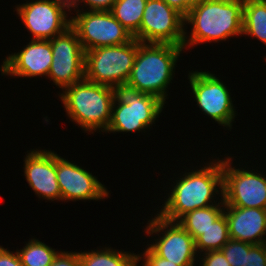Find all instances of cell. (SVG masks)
I'll list each match as a JSON object with an SVG mask.
<instances>
[{
  "instance_id": "52a82bcc",
  "label": "cell",
  "mask_w": 266,
  "mask_h": 266,
  "mask_svg": "<svg viewBox=\"0 0 266 266\" xmlns=\"http://www.w3.org/2000/svg\"><path fill=\"white\" fill-rule=\"evenodd\" d=\"M184 16L163 0H147L139 31L133 36L143 43H167L182 46Z\"/></svg>"
},
{
  "instance_id": "ffe728a7",
  "label": "cell",
  "mask_w": 266,
  "mask_h": 266,
  "mask_svg": "<svg viewBox=\"0 0 266 266\" xmlns=\"http://www.w3.org/2000/svg\"><path fill=\"white\" fill-rule=\"evenodd\" d=\"M80 266H138V254L116 251L111 248L79 253Z\"/></svg>"
},
{
  "instance_id": "44dd1931",
  "label": "cell",
  "mask_w": 266,
  "mask_h": 266,
  "mask_svg": "<svg viewBox=\"0 0 266 266\" xmlns=\"http://www.w3.org/2000/svg\"><path fill=\"white\" fill-rule=\"evenodd\" d=\"M147 0H116L112 15L134 36L141 25Z\"/></svg>"
},
{
  "instance_id": "277c9868",
  "label": "cell",
  "mask_w": 266,
  "mask_h": 266,
  "mask_svg": "<svg viewBox=\"0 0 266 266\" xmlns=\"http://www.w3.org/2000/svg\"><path fill=\"white\" fill-rule=\"evenodd\" d=\"M59 96L67 116L85 132L107 130L114 101L112 87L96 84L84 78L64 88Z\"/></svg>"
},
{
  "instance_id": "9a60e30c",
  "label": "cell",
  "mask_w": 266,
  "mask_h": 266,
  "mask_svg": "<svg viewBox=\"0 0 266 266\" xmlns=\"http://www.w3.org/2000/svg\"><path fill=\"white\" fill-rule=\"evenodd\" d=\"M24 161V176L35 194L47 200H61L56 178V153L51 150H32Z\"/></svg>"
},
{
  "instance_id": "ac0fdd59",
  "label": "cell",
  "mask_w": 266,
  "mask_h": 266,
  "mask_svg": "<svg viewBox=\"0 0 266 266\" xmlns=\"http://www.w3.org/2000/svg\"><path fill=\"white\" fill-rule=\"evenodd\" d=\"M221 202L187 212L178 220V223L196 240L223 214V208L225 207L224 199Z\"/></svg>"
},
{
  "instance_id": "f546056e",
  "label": "cell",
  "mask_w": 266,
  "mask_h": 266,
  "mask_svg": "<svg viewBox=\"0 0 266 266\" xmlns=\"http://www.w3.org/2000/svg\"><path fill=\"white\" fill-rule=\"evenodd\" d=\"M116 0H82L90 11H111Z\"/></svg>"
},
{
  "instance_id": "e0dca14e",
  "label": "cell",
  "mask_w": 266,
  "mask_h": 266,
  "mask_svg": "<svg viewBox=\"0 0 266 266\" xmlns=\"http://www.w3.org/2000/svg\"><path fill=\"white\" fill-rule=\"evenodd\" d=\"M229 237L250 244H264L266 209L225 206Z\"/></svg>"
},
{
  "instance_id": "d6a6232c",
  "label": "cell",
  "mask_w": 266,
  "mask_h": 266,
  "mask_svg": "<svg viewBox=\"0 0 266 266\" xmlns=\"http://www.w3.org/2000/svg\"><path fill=\"white\" fill-rule=\"evenodd\" d=\"M204 0H183L184 4L189 8L192 9L199 3H201Z\"/></svg>"
},
{
  "instance_id": "d6986e66",
  "label": "cell",
  "mask_w": 266,
  "mask_h": 266,
  "mask_svg": "<svg viewBox=\"0 0 266 266\" xmlns=\"http://www.w3.org/2000/svg\"><path fill=\"white\" fill-rule=\"evenodd\" d=\"M244 34L257 38L266 45V0H244Z\"/></svg>"
},
{
  "instance_id": "1f68e13d",
  "label": "cell",
  "mask_w": 266,
  "mask_h": 266,
  "mask_svg": "<svg viewBox=\"0 0 266 266\" xmlns=\"http://www.w3.org/2000/svg\"><path fill=\"white\" fill-rule=\"evenodd\" d=\"M62 6H64L68 11H70L71 7L77 8L78 2L81 3L82 0H57Z\"/></svg>"
},
{
  "instance_id": "f1b7e54d",
  "label": "cell",
  "mask_w": 266,
  "mask_h": 266,
  "mask_svg": "<svg viewBox=\"0 0 266 266\" xmlns=\"http://www.w3.org/2000/svg\"><path fill=\"white\" fill-rule=\"evenodd\" d=\"M0 266H23L19 255L16 251L10 252L9 250L0 246Z\"/></svg>"
},
{
  "instance_id": "7402d4cb",
  "label": "cell",
  "mask_w": 266,
  "mask_h": 266,
  "mask_svg": "<svg viewBox=\"0 0 266 266\" xmlns=\"http://www.w3.org/2000/svg\"><path fill=\"white\" fill-rule=\"evenodd\" d=\"M229 239L228 223L223 213L195 240V248L198 253L220 250Z\"/></svg>"
},
{
  "instance_id": "83f0119b",
  "label": "cell",
  "mask_w": 266,
  "mask_h": 266,
  "mask_svg": "<svg viewBox=\"0 0 266 266\" xmlns=\"http://www.w3.org/2000/svg\"><path fill=\"white\" fill-rule=\"evenodd\" d=\"M50 266H80L79 252H59Z\"/></svg>"
},
{
  "instance_id": "8992f818",
  "label": "cell",
  "mask_w": 266,
  "mask_h": 266,
  "mask_svg": "<svg viewBox=\"0 0 266 266\" xmlns=\"http://www.w3.org/2000/svg\"><path fill=\"white\" fill-rule=\"evenodd\" d=\"M138 50V40L85 51L84 78L113 87L127 83Z\"/></svg>"
},
{
  "instance_id": "30bf717a",
  "label": "cell",
  "mask_w": 266,
  "mask_h": 266,
  "mask_svg": "<svg viewBox=\"0 0 266 266\" xmlns=\"http://www.w3.org/2000/svg\"><path fill=\"white\" fill-rule=\"evenodd\" d=\"M232 158L222 159L225 206L266 209V177L231 166Z\"/></svg>"
},
{
  "instance_id": "9c48e42d",
  "label": "cell",
  "mask_w": 266,
  "mask_h": 266,
  "mask_svg": "<svg viewBox=\"0 0 266 266\" xmlns=\"http://www.w3.org/2000/svg\"><path fill=\"white\" fill-rule=\"evenodd\" d=\"M50 43L52 63L47 77L62 90L84 79L85 51L76 30L70 26Z\"/></svg>"
},
{
  "instance_id": "603a6c76",
  "label": "cell",
  "mask_w": 266,
  "mask_h": 266,
  "mask_svg": "<svg viewBox=\"0 0 266 266\" xmlns=\"http://www.w3.org/2000/svg\"><path fill=\"white\" fill-rule=\"evenodd\" d=\"M17 253L23 266H50L59 252L38 239H31Z\"/></svg>"
},
{
  "instance_id": "d4e9b609",
  "label": "cell",
  "mask_w": 266,
  "mask_h": 266,
  "mask_svg": "<svg viewBox=\"0 0 266 266\" xmlns=\"http://www.w3.org/2000/svg\"><path fill=\"white\" fill-rule=\"evenodd\" d=\"M245 266H266V243H249V252L246 253Z\"/></svg>"
},
{
  "instance_id": "484cf974",
  "label": "cell",
  "mask_w": 266,
  "mask_h": 266,
  "mask_svg": "<svg viewBox=\"0 0 266 266\" xmlns=\"http://www.w3.org/2000/svg\"><path fill=\"white\" fill-rule=\"evenodd\" d=\"M144 257V259H143ZM138 259L144 261L143 266H179L175 263H172L164 258L159 257L148 245V248L143 253L142 256L138 255Z\"/></svg>"
},
{
  "instance_id": "5bb4252c",
  "label": "cell",
  "mask_w": 266,
  "mask_h": 266,
  "mask_svg": "<svg viewBox=\"0 0 266 266\" xmlns=\"http://www.w3.org/2000/svg\"><path fill=\"white\" fill-rule=\"evenodd\" d=\"M57 181L61 200H99L108 197L104 185L89 171L56 154Z\"/></svg>"
},
{
  "instance_id": "7a4b0ae2",
  "label": "cell",
  "mask_w": 266,
  "mask_h": 266,
  "mask_svg": "<svg viewBox=\"0 0 266 266\" xmlns=\"http://www.w3.org/2000/svg\"><path fill=\"white\" fill-rule=\"evenodd\" d=\"M213 162L195 172H187L184 178L176 180V185L158 215L169 221H178L187 212L216 205L211 199L217 193H221L223 199L222 160Z\"/></svg>"
},
{
  "instance_id": "4dcf8cb0",
  "label": "cell",
  "mask_w": 266,
  "mask_h": 266,
  "mask_svg": "<svg viewBox=\"0 0 266 266\" xmlns=\"http://www.w3.org/2000/svg\"><path fill=\"white\" fill-rule=\"evenodd\" d=\"M170 7L176 9L179 13H181L184 17L188 14L189 8L184 4L183 0H163Z\"/></svg>"
},
{
  "instance_id": "3957f363",
  "label": "cell",
  "mask_w": 266,
  "mask_h": 266,
  "mask_svg": "<svg viewBox=\"0 0 266 266\" xmlns=\"http://www.w3.org/2000/svg\"><path fill=\"white\" fill-rule=\"evenodd\" d=\"M182 46L167 43H143L138 41V50L127 84L138 91L166 101L173 69L180 56Z\"/></svg>"
},
{
  "instance_id": "7c38bea8",
  "label": "cell",
  "mask_w": 266,
  "mask_h": 266,
  "mask_svg": "<svg viewBox=\"0 0 266 266\" xmlns=\"http://www.w3.org/2000/svg\"><path fill=\"white\" fill-rule=\"evenodd\" d=\"M188 77L197 105L202 112L220 125L231 129L236 113L227 87L210 72L193 71L189 72Z\"/></svg>"
},
{
  "instance_id": "cb8c5ba5",
  "label": "cell",
  "mask_w": 266,
  "mask_h": 266,
  "mask_svg": "<svg viewBox=\"0 0 266 266\" xmlns=\"http://www.w3.org/2000/svg\"><path fill=\"white\" fill-rule=\"evenodd\" d=\"M220 251L230 266H245L246 253L249 252V243L230 238Z\"/></svg>"
},
{
  "instance_id": "6da1fadb",
  "label": "cell",
  "mask_w": 266,
  "mask_h": 266,
  "mask_svg": "<svg viewBox=\"0 0 266 266\" xmlns=\"http://www.w3.org/2000/svg\"><path fill=\"white\" fill-rule=\"evenodd\" d=\"M243 7L244 0H204L190 9L184 22L193 28L183 47L243 35Z\"/></svg>"
},
{
  "instance_id": "ba28073f",
  "label": "cell",
  "mask_w": 266,
  "mask_h": 266,
  "mask_svg": "<svg viewBox=\"0 0 266 266\" xmlns=\"http://www.w3.org/2000/svg\"><path fill=\"white\" fill-rule=\"evenodd\" d=\"M81 12L77 10V15L71 18V26L76 30L84 51L125 44L133 39L110 11Z\"/></svg>"
},
{
  "instance_id": "4fadbf2b",
  "label": "cell",
  "mask_w": 266,
  "mask_h": 266,
  "mask_svg": "<svg viewBox=\"0 0 266 266\" xmlns=\"http://www.w3.org/2000/svg\"><path fill=\"white\" fill-rule=\"evenodd\" d=\"M66 9L57 0H36L16 7L33 40H51L71 26Z\"/></svg>"
},
{
  "instance_id": "2e32d148",
  "label": "cell",
  "mask_w": 266,
  "mask_h": 266,
  "mask_svg": "<svg viewBox=\"0 0 266 266\" xmlns=\"http://www.w3.org/2000/svg\"><path fill=\"white\" fill-rule=\"evenodd\" d=\"M52 63L50 40H33L23 50L9 55L3 62L2 75L17 77H46Z\"/></svg>"
},
{
  "instance_id": "4316f807",
  "label": "cell",
  "mask_w": 266,
  "mask_h": 266,
  "mask_svg": "<svg viewBox=\"0 0 266 266\" xmlns=\"http://www.w3.org/2000/svg\"><path fill=\"white\" fill-rule=\"evenodd\" d=\"M205 254V255H204ZM202 255V266H230L220 250L204 252Z\"/></svg>"
},
{
  "instance_id": "5b68a950",
  "label": "cell",
  "mask_w": 266,
  "mask_h": 266,
  "mask_svg": "<svg viewBox=\"0 0 266 266\" xmlns=\"http://www.w3.org/2000/svg\"><path fill=\"white\" fill-rule=\"evenodd\" d=\"M112 90L111 120L105 132H137L148 128L164 108L162 100L127 83L115 85Z\"/></svg>"
},
{
  "instance_id": "8fae6325",
  "label": "cell",
  "mask_w": 266,
  "mask_h": 266,
  "mask_svg": "<svg viewBox=\"0 0 266 266\" xmlns=\"http://www.w3.org/2000/svg\"><path fill=\"white\" fill-rule=\"evenodd\" d=\"M146 226L147 235L158 234L164 231L162 237L150 244V248L161 258H164L179 266H195L196 248L194 238L178 223L169 221L160 215ZM169 227V228H168ZM157 241V242H156Z\"/></svg>"
}]
</instances>
